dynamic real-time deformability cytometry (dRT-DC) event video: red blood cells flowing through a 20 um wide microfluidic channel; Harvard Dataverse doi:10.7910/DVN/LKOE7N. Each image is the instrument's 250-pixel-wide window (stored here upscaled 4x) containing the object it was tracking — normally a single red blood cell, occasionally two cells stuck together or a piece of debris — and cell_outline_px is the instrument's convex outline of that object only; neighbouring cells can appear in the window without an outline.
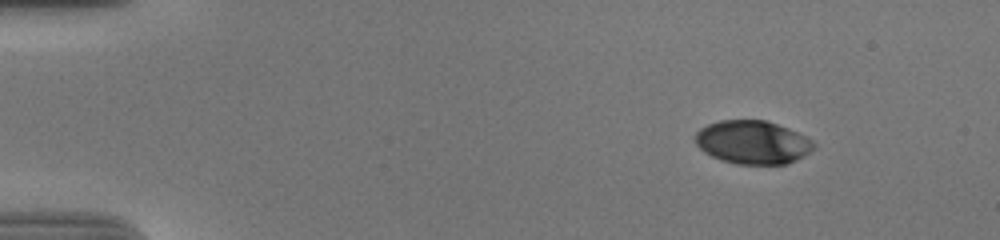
{"species": "human", "species_latin": "Homo sapiens", "temperature_condition": "cold", "stored_images_in_passage": 50, "camera_frame_rate_fps": 3000, "um_per_image_px": 0.085, "donor": {"sex": "male"}, "frame": {"image": 1, "passage_image": 1, "time_ms": 0.0, "image_size_px": [1000, 240], "cell_outline_px": [[816, 144], [808, 152], [796, 160], [788, 164], [736, 164], [720, 160], [704, 152], [696, 144], [696, 132], [700, 128], [708, 124], [720, 120], [764, 120], [788, 128], [812, 140]], "centroid_in_image_um": [63.95, 12.1], "position_along_channel_um": 21.1, "area_um2": 29.77}}
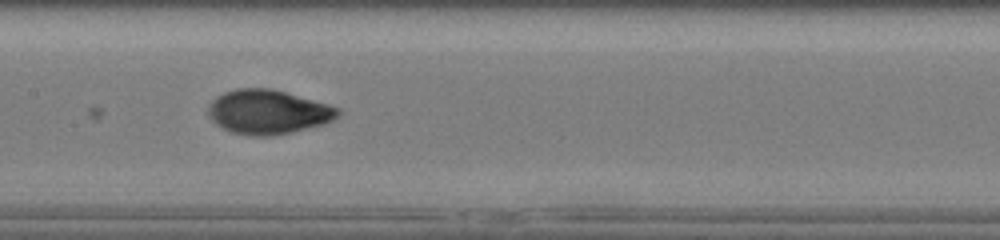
{"frame": {"image": 2, "passage_image": 23, "time_ms": 7.333, "image_size_px": [1000, 240], "cell_outline_px": [[340, 112], [332, 120], [324, 124], [292, 132], [268, 136], [248, 136], [232, 132], [216, 124], [212, 120], [208, 112], [208, 104], [216, 96], [224, 92], [236, 88], [272, 88], [328, 104], [340, 108]], "centroid_in_image_um": [22.76, 9.51], "position_along_channel_um": 184.6, "area_um2": 33.47}}
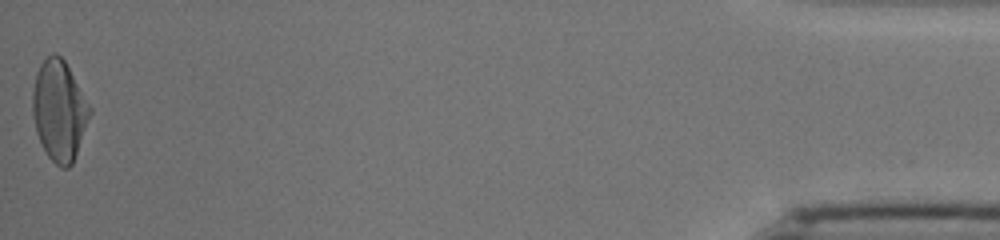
{"frame": {"image": 3, "passage_image": 50, "time_ms": 16.333, "image_size_px": [1000, 240], "cell_outline_px": [[92, 112], [72, 164], [68, 168], [60, 168], [48, 156], [36, 132], [32, 112], [32, 92], [36, 72], [40, 64], [52, 52], [56, 52], [64, 60], [92, 108]], "centroid_in_image_um": [5.03, 9.38], "position_along_channel_um": 430.2, "area_um2": 33.41}, "authors_computed_cell_mechanics": {"area_um2": 31.8189, "velocity_mm_per_s": 3.7072, "shape_relaxation_time_tau1_ms": 3.4833, "shape_relaxation_time_tau2_ms": 1.0044, "deformation_change_tau1": 0.1677, "deformation_change_tau2": 0.0413}}